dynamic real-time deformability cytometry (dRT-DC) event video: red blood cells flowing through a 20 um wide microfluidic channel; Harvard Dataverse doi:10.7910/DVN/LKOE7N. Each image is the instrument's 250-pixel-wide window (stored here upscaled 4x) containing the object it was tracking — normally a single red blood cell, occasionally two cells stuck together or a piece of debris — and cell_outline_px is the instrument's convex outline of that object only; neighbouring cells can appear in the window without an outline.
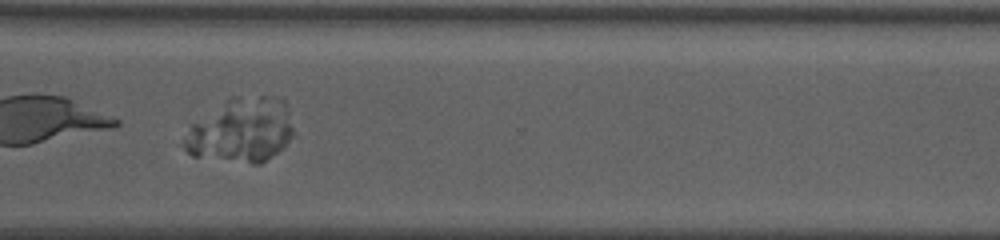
{"species": "human", "species_latin": "Homo sapiens", "temperature_condition": "warm", "stored_images_in_passage": 81, "camera_frame_rate_fps": 3000, "um_per_image_px": 0.085, "donor": {"sex": "female"}, "frame": {"image": 1, "passage_image": 63, "time_ms": 20.667, "image_size_px": [1000, 240], "cell_outline_px": [[292, 136], [276, 152], [260, 164], [252, 164], [192, 156], [184, 148], [184, 140], [192, 124], [228, 96], [280, 96], [284, 100], [288, 108], [292, 128]], "centroid_in_image_um": [20.5, 11.04], "position_along_channel_um": 350.1, "area_um2": 40.98}}
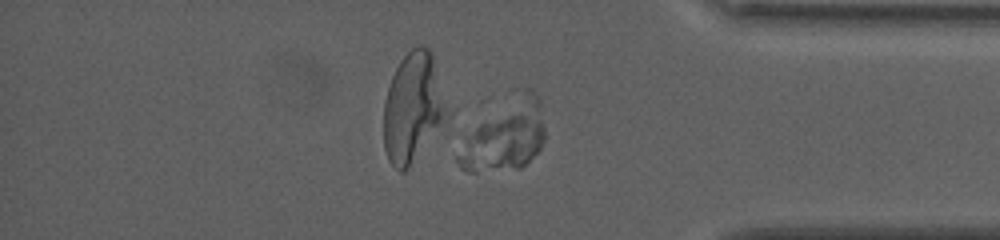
{"frame": {"image": 2, "passage_image": 69, "time_ms": 22.667, "image_size_px": [1000, 240], "cell_outline_px": [[544, 140], [540, 148], [520, 168], [476, 172], [468, 172], [460, 168], [456, 160], [456, 156], [464, 136], [524, 88], [532, 88], [540, 100], [544, 128]], "centroid_in_image_um": [42.91, 11.58], "position_along_channel_um": 392.3, "area_um2": 34.74}}
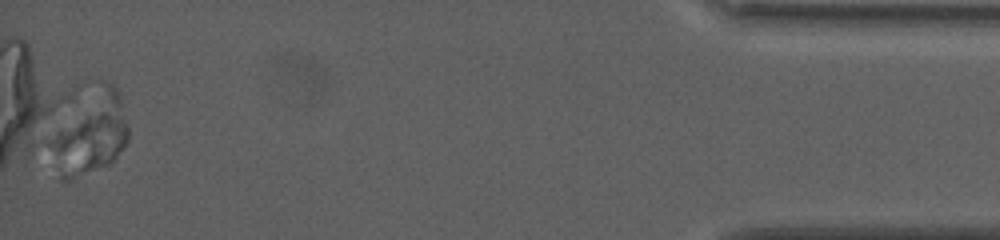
{"frame": {"image": 3, "passage_image": 80, "time_ms": 26.333, "image_size_px": [1000, 240], "cell_outline_px": [[128, 140], [112, 164], [72, 180], [60, 180], [44, 144], [100, 80], [104, 80], [112, 84], [120, 92], [128, 128]], "centroid_in_image_um": [7.65, 11.41], "position_along_channel_um": 427.6, "area_um2": 37.8}}